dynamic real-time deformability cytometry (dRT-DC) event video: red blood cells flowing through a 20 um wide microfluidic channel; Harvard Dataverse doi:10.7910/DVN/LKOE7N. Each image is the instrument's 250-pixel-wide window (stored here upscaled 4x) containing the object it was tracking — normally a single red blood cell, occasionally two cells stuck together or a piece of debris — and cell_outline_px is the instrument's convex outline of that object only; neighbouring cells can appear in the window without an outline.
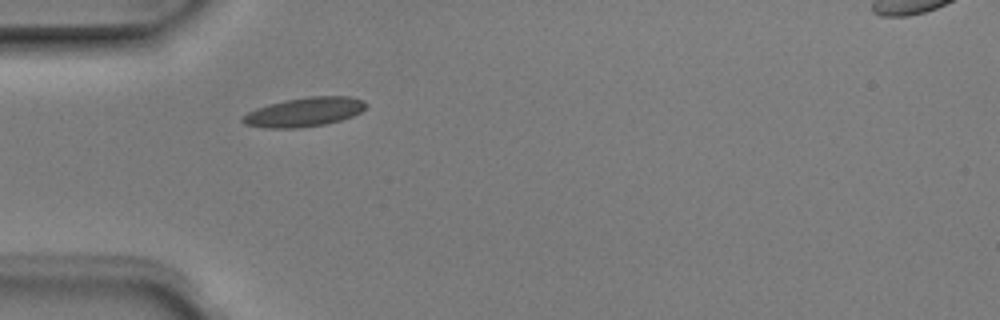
{"species": "Egyptian fruit bat (a non-hibernating species)", "species_latin": "Rousettus aegyptiacus", "temperature_condition": "room temperature", "stored_images_in_passage": 1, "camera_frame_rate_fps": 3000, "um_per_image_px": 0.085, "animal": {"sex": "male"}, "frame": {"image": 1, "passage_image": 1, "time_ms": 0.0, "image_size_px": [1000, 320], "cell_outline_px": [[368, 104], [360, 112], [352, 116], [340, 120], [324, 124], [300, 128], [264, 128], [244, 124], [240, 120], [240, 116], [256, 108], [268, 104], [284, 100], [308, 96], [348, 96], [364, 100]], "centroid_in_image_um": [25.82, 9.52], "position_along_channel_um": 59.2, "area_um2": 21.1}}